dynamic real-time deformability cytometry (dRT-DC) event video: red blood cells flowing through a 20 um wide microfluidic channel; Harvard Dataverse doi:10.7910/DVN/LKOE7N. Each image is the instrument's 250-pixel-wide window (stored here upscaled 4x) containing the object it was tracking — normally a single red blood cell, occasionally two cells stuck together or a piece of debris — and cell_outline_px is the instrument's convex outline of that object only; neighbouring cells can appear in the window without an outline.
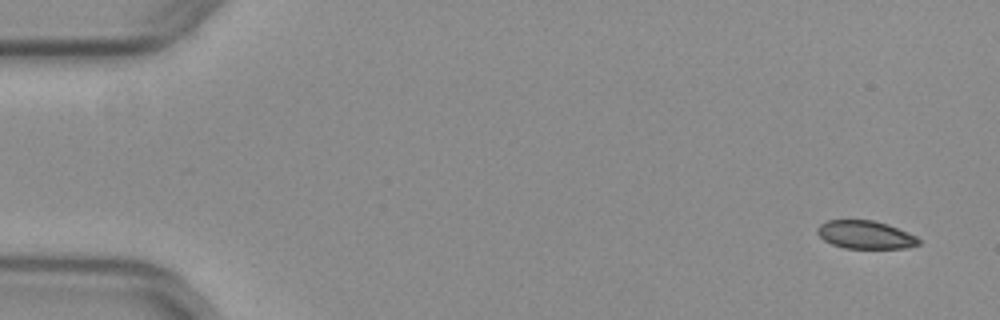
{"species": "common noctule bat (a hibernating species)", "species_latin": "Nyctalus noctula", "temperature_condition": "warm", "stored_images_in_passage": 51, "camera_frame_rate_fps": 3000, "um_per_image_px": 0.085, "animal": {"sex": "female", "body_mass_g": 29.2, "forearm_length_mm": 56.3}, "frame": {"image": 1, "passage_image": 1, "time_ms": 0.0, "image_size_px": [1000, 320], "cell_outline_px": [[920, 244], [908, 248], [844, 248], [832, 244], [824, 240], [816, 232], [816, 228], [820, 224], [828, 220], [872, 220], [888, 224], [908, 232], [916, 236], [920, 240]], "centroid_in_image_um": [73.56, 19.95], "position_along_channel_um": 11.4, "area_um2": 16.65}}
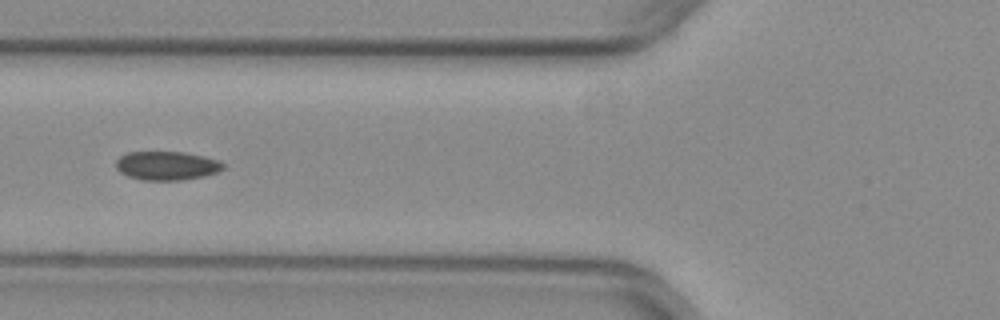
{"frame": {"image": 2, "passage_image": 19, "time_ms": 6.0, "image_size_px": [1000, 320], "cell_outline_px": [[224, 168], [216, 172], [204, 176], [180, 180], [144, 180], [128, 176], [120, 172], [116, 168], [116, 160], [120, 156], [128, 152], [184, 152], [220, 160], [224, 164]], "centroid_in_image_um": [14.17, 14.08], "position_along_channel_um": 111.6, "area_um2": 17.92}}
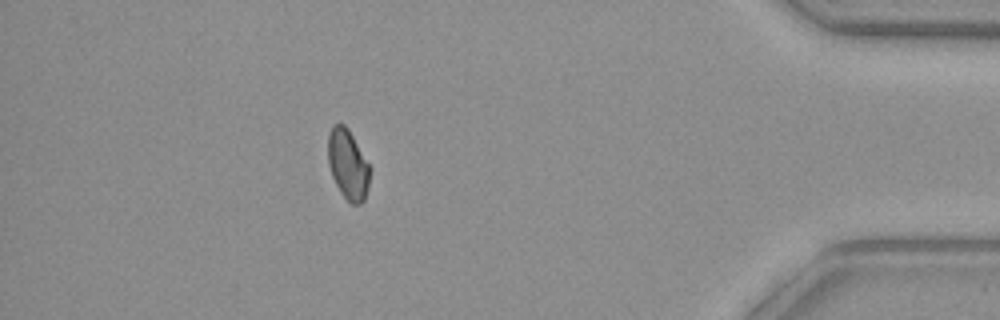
{"frame": {"image": 3, "passage_image": 45, "time_ms": 14.667, "image_size_px": [1000, 320], "cell_outline_px": [[372, 168], [368, 188], [364, 200], [360, 204], [352, 204], [340, 192], [332, 176], [328, 164], [328, 132], [332, 124], [344, 124], [348, 128]], "centroid_in_image_um": [29.58, 13.96], "position_along_channel_um": 405.6, "area_um2": 17.34}, "authors_computed_cell_mechanics": {"area_um2": 17.8602, "velocity_mm_per_s": 3.9671, "shape_relaxation_time_tau1_ms": null, "shape_relaxation_time_tau2_ms": 4.9435, "deformation_change_tau1": null, "deformation_change_tau2": 0.0658}}